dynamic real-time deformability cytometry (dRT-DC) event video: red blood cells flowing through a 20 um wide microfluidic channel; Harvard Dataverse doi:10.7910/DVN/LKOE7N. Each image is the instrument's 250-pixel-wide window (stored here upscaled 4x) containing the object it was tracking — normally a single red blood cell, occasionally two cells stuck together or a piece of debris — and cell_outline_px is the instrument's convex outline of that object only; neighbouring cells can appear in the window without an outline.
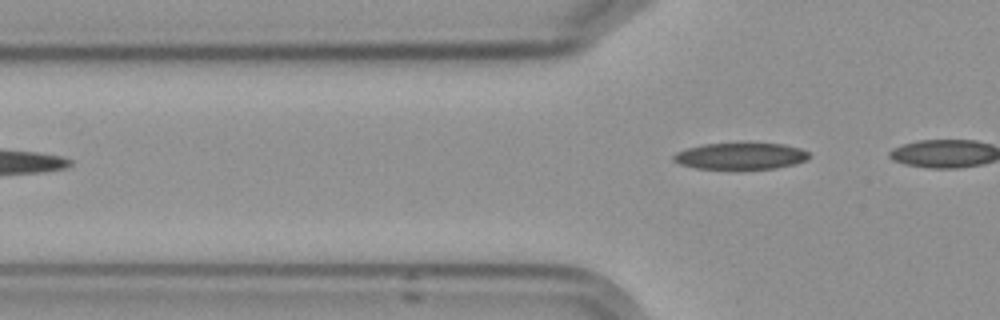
{"species": "Egyptian fruit bat (a non-hibernating species)", "species_latin": "Rousettus aegyptiacus", "temperature_condition": "cold", "stored_images_in_passage": 5, "camera_frame_rate_fps": 3000, "um_per_image_px": 0.085, "frame": {"image": 1, "passage_image": 5, "time_ms": 4.667, "image_size_px": [1000, 320], "cell_outline_px": [[808, 160], [796, 164], [776, 168], [696, 168], [680, 164], [672, 160], [672, 156], [676, 152], [688, 148], [704, 144], [784, 144], [800, 148], [808, 152]], "centroid_in_image_um": [62.96, 13.27], "position_along_channel_um": 62.8, "area_um2": 20.58}}